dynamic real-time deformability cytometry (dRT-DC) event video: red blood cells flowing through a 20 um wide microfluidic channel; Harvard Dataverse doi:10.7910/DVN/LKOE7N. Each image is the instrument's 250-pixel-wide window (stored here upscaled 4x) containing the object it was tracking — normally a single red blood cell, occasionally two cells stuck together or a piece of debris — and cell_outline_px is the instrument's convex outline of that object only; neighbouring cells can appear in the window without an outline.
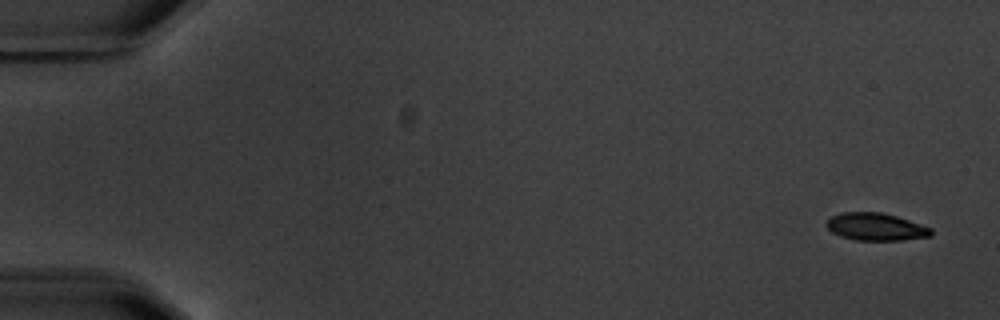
{"species": "common noctule bat (a hibernating species)", "species_latin": "Nyctalus noctula", "temperature_condition": "warm", "stored_images_in_passage": 6, "camera_frame_rate_fps": 3000, "um_per_image_px": 0.085, "animal": {"sex": "male", "body_mass_g": 20.1, "forearm_length_mm": 53.5}, "frame": {"image": 1, "passage_image": 1, "time_ms": 0.0, "image_size_px": [1000, 320], "cell_outline_px": [[932, 236], [900, 240], [856, 240], [840, 236], [832, 232], [824, 224], [832, 216], [844, 212], [880, 212], [896, 216], [932, 228]], "centroid_in_image_um": [74.44, 19.28], "position_along_channel_um": 10.6, "area_um2": 16.65}}
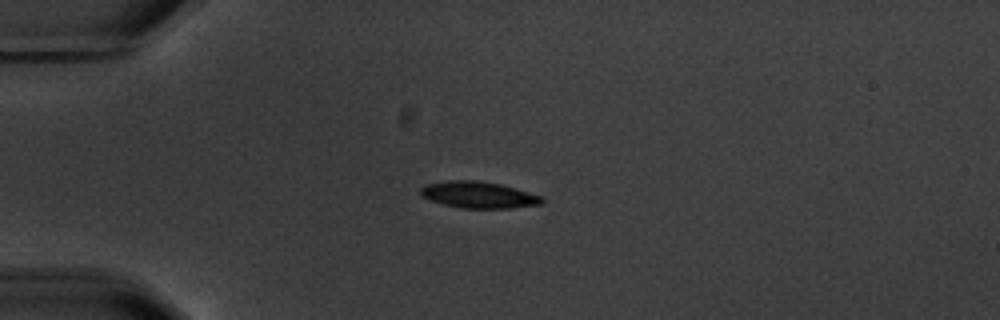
{"frame": {"image": 2, "passage_image": 5, "time_ms": 4.333, "image_size_px": [1000, 320], "cell_outline_px": [[544, 200], [540, 204], [508, 208], [460, 208], [444, 204], [420, 196], [420, 188], [424, 184], [448, 180], [476, 180], [500, 184], [544, 196]], "centroid_in_image_um": [40.66, 16.55], "position_along_channel_um": 44.3, "area_um2": 18.79}}